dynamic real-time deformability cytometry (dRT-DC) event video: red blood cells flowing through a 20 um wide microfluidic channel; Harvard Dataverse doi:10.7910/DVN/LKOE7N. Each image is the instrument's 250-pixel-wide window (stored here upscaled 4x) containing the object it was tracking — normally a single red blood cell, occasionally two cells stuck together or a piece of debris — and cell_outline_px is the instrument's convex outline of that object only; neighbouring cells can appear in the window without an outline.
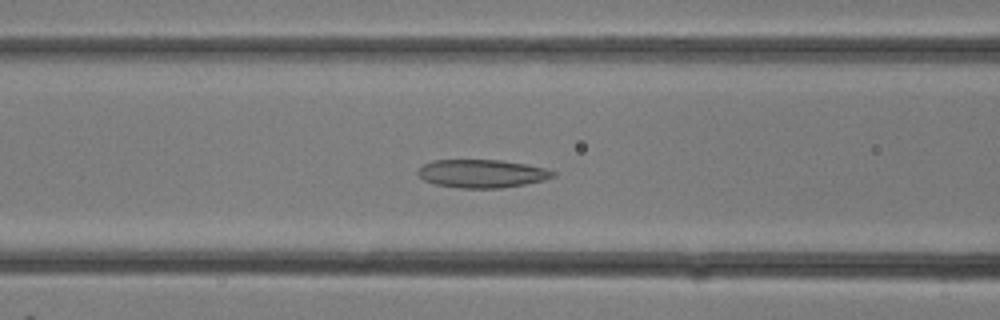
{"species": "common noctule bat (a hibernating species)", "species_latin": "Nyctalus noctula", "temperature_condition": "room temperature", "stored_images_in_passage": 8, "camera_frame_rate_fps": 3000, "um_per_image_px": 0.085, "animal": {"sex": "female"}, "frame": {"image": 1, "passage_image": 4, "time_ms": 1.0, "image_size_px": [1000, 320], "cell_outline_px": [[556, 176], [544, 180], [524, 184], [500, 188], [460, 188], [436, 184], [424, 180], [416, 172], [424, 164], [432, 160], [500, 160], [524, 164], [544, 168], [556, 172]], "centroid_in_image_um": [40.96, 14.75], "position_along_channel_um": 125.6, "area_um2": 22.02}}
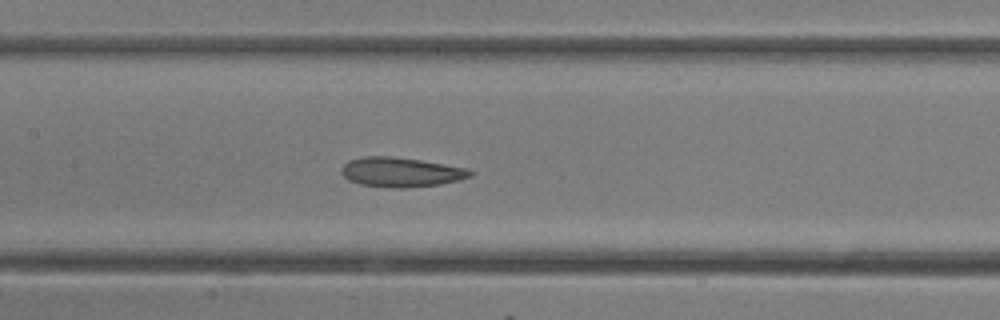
{"frame": {"image": 2, "passage_image": 6, "time_ms": 1.667, "image_size_px": [1000, 320], "cell_outline_px": [[476, 172], [472, 176], [460, 180], [440, 184], [404, 188], [392, 188], [360, 184], [348, 180], [340, 172], [340, 168], [348, 160], [364, 156], [392, 156], [420, 160], [468, 168]], "centroid_in_image_um": [34.09, 14.63], "position_along_channel_um": 173.3, "area_um2": 22.43}}
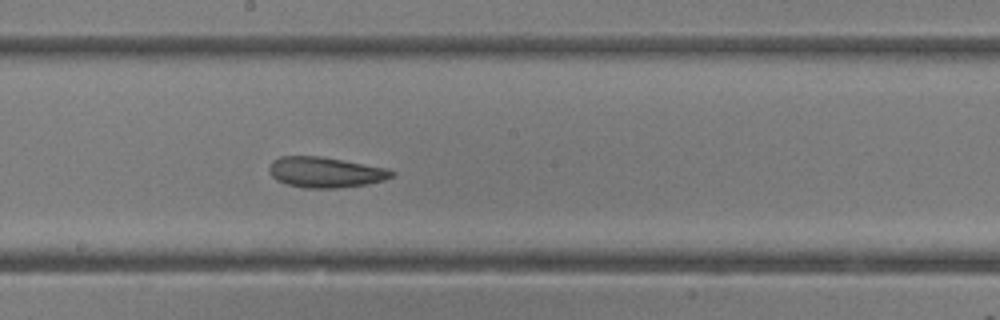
{"frame": {"image": 3, "passage_image": 8, "time_ms": 2.333, "image_size_px": [1000, 320], "cell_outline_px": [[396, 172], [392, 176], [384, 180], [368, 184], [340, 188], [304, 188], [288, 184], [276, 180], [268, 172], [268, 168], [272, 160], [280, 156], [320, 156], [388, 168]], "centroid_in_image_um": [27.65, 14.64], "position_along_channel_um": 220.6, "area_um2": 21.96}}